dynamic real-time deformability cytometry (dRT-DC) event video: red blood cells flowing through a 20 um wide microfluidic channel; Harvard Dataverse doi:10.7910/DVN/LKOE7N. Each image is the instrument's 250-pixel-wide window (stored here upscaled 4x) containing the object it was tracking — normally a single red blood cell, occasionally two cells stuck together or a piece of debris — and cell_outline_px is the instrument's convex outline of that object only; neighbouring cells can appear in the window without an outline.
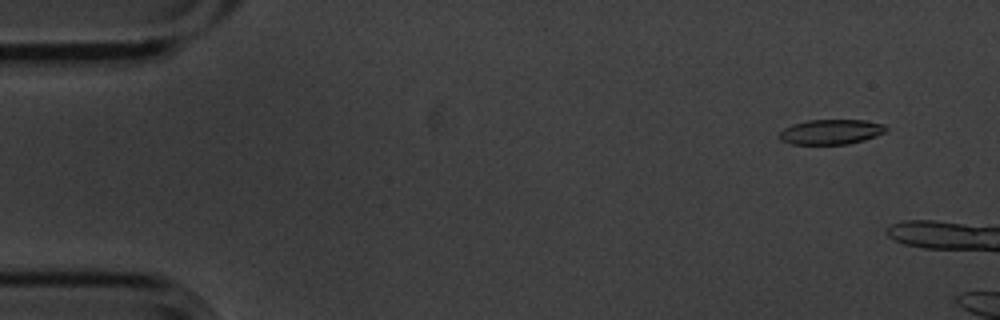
{"species": "common noctule bat (a hibernating species)", "species_latin": "Nyctalus noctula", "temperature_condition": "cold", "stored_images_in_passage": 5, "camera_frame_rate_fps": 3000, "um_per_image_px": 0.085, "animal": {"sex": "male", "body_mass_g": 20.1, "forearm_length_mm": 53.5}, "frame": {"image": 1, "passage_image": 2, "time_ms": 0.333, "image_size_px": [1000, 320], "cell_outline_px": [[888, 128], [884, 132], [876, 136], [864, 140], [848, 144], [792, 144], [780, 140], [780, 132], [784, 128], [792, 124], [808, 120], [864, 120], [884, 124]], "centroid_in_image_um": [70.64, 11.2], "position_along_channel_um": 14.4, "area_um2": 15.49}}